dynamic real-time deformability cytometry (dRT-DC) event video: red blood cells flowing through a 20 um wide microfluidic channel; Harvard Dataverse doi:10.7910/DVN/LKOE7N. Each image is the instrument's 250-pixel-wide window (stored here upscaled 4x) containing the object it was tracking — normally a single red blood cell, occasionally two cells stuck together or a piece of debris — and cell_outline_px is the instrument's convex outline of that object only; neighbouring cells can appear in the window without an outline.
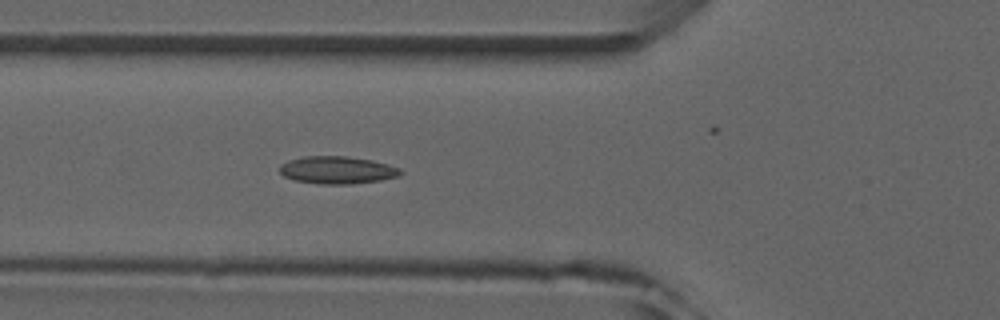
{"species": "common noctule bat (a hibernating species)", "species_latin": "Nyctalus noctula", "temperature_condition": "room temperature", "stored_images_in_passage": 5, "camera_frame_rate_fps": 3000, "um_per_image_px": 0.085, "animal": {"sex": "male", "forearm_length_mm": 52.5}, "frame": {"image": 1, "passage_image": 5, "time_ms": 4.667, "image_size_px": [1000, 320], "cell_outline_px": [[404, 172], [396, 176], [380, 180], [352, 184], [320, 184], [296, 180], [284, 176], [280, 172], [280, 164], [288, 160], [304, 156], [348, 156], [372, 160], [388, 164], [400, 168]], "centroid_in_image_um": [28.66, 14.44], "position_along_channel_um": 97.1, "area_um2": 19.36}}